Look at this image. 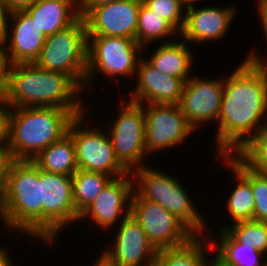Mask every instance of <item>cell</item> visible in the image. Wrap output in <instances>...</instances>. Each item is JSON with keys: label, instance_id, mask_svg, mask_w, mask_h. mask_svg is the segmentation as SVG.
I'll return each mask as SVG.
<instances>
[{"label": "cell", "instance_id": "60d3db41", "mask_svg": "<svg viewBox=\"0 0 267 266\" xmlns=\"http://www.w3.org/2000/svg\"><path fill=\"white\" fill-rule=\"evenodd\" d=\"M195 1L197 2L198 0H182L186 7L192 6V3H194Z\"/></svg>", "mask_w": 267, "mask_h": 266}, {"label": "cell", "instance_id": "83f0119b", "mask_svg": "<svg viewBox=\"0 0 267 266\" xmlns=\"http://www.w3.org/2000/svg\"><path fill=\"white\" fill-rule=\"evenodd\" d=\"M235 155L251 170L267 175V124Z\"/></svg>", "mask_w": 267, "mask_h": 266}, {"label": "cell", "instance_id": "cb8c5ba5", "mask_svg": "<svg viewBox=\"0 0 267 266\" xmlns=\"http://www.w3.org/2000/svg\"><path fill=\"white\" fill-rule=\"evenodd\" d=\"M32 162L42 171L71 177L78 170L73 138L65 134L43 149Z\"/></svg>", "mask_w": 267, "mask_h": 266}, {"label": "cell", "instance_id": "7a4b0ae2", "mask_svg": "<svg viewBox=\"0 0 267 266\" xmlns=\"http://www.w3.org/2000/svg\"><path fill=\"white\" fill-rule=\"evenodd\" d=\"M82 90L69 75L41 69L34 63L12 64L0 99L9 108L56 107L69 110L76 117L85 114L78 99Z\"/></svg>", "mask_w": 267, "mask_h": 266}, {"label": "cell", "instance_id": "836d02e7", "mask_svg": "<svg viewBox=\"0 0 267 266\" xmlns=\"http://www.w3.org/2000/svg\"><path fill=\"white\" fill-rule=\"evenodd\" d=\"M10 160L7 148H0V203L6 194L7 170Z\"/></svg>", "mask_w": 267, "mask_h": 266}, {"label": "cell", "instance_id": "4dcf8cb0", "mask_svg": "<svg viewBox=\"0 0 267 266\" xmlns=\"http://www.w3.org/2000/svg\"><path fill=\"white\" fill-rule=\"evenodd\" d=\"M251 187L254 195V220L267 222V175L251 170Z\"/></svg>", "mask_w": 267, "mask_h": 266}, {"label": "cell", "instance_id": "f1b7e54d", "mask_svg": "<svg viewBox=\"0 0 267 266\" xmlns=\"http://www.w3.org/2000/svg\"><path fill=\"white\" fill-rule=\"evenodd\" d=\"M225 229L238 243L254 247L257 251L267 253V222L256 220L230 224Z\"/></svg>", "mask_w": 267, "mask_h": 266}, {"label": "cell", "instance_id": "2e32d148", "mask_svg": "<svg viewBox=\"0 0 267 266\" xmlns=\"http://www.w3.org/2000/svg\"><path fill=\"white\" fill-rule=\"evenodd\" d=\"M117 229L119 230L114 247H107L101 252V255L110 263L115 266H150L156 260L157 250L131 214L120 223Z\"/></svg>", "mask_w": 267, "mask_h": 266}, {"label": "cell", "instance_id": "f546056e", "mask_svg": "<svg viewBox=\"0 0 267 266\" xmlns=\"http://www.w3.org/2000/svg\"><path fill=\"white\" fill-rule=\"evenodd\" d=\"M142 3L169 22L179 34L182 32L185 24V15L182 12L184 13L183 9L186 7L182 0H142Z\"/></svg>", "mask_w": 267, "mask_h": 266}, {"label": "cell", "instance_id": "30bf717a", "mask_svg": "<svg viewBox=\"0 0 267 266\" xmlns=\"http://www.w3.org/2000/svg\"><path fill=\"white\" fill-rule=\"evenodd\" d=\"M83 117L84 114L76 116L67 132L74 141L78 169L104 173L112 178L128 174L115 157L109 135L99 128L83 129Z\"/></svg>", "mask_w": 267, "mask_h": 266}, {"label": "cell", "instance_id": "5bb4252c", "mask_svg": "<svg viewBox=\"0 0 267 266\" xmlns=\"http://www.w3.org/2000/svg\"><path fill=\"white\" fill-rule=\"evenodd\" d=\"M142 0H121L93 7L83 18L87 35L126 37L136 40Z\"/></svg>", "mask_w": 267, "mask_h": 266}, {"label": "cell", "instance_id": "4316f807", "mask_svg": "<svg viewBox=\"0 0 267 266\" xmlns=\"http://www.w3.org/2000/svg\"><path fill=\"white\" fill-rule=\"evenodd\" d=\"M176 33L179 32L169 22L141 3L136 29V42L139 45L145 48V45L153 40H163Z\"/></svg>", "mask_w": 267, "mask_h": 266}, {"label": "cell", "instance_id": "ab89813d", "mask_svg": "<svg viewBox=\"0 0 267 266\" xmlns=\"http://www.w3.org/2000/svg\"><path fill=\"white\" fill-rule=\"evenodd\" d=\"M94 266H115V265L110 263L103 255H100V258H98Z\"/></svg>", "mask_w": 267, "mask_h": 266}, {"label": "cell", "instance_id": "e0dca14e", "mask_svg": "<svg viewBox=\"0 0 267 266\" xmlns=\"http://www.w3.org/2000/svg\"><path fill=\"white\" fill-rule=\"evenodd\" d=\"M9 17L14 23L7 28L3 41L10 64L34 63L47 36L25 10L10 12Z\"/></svg>", "mask_w": 267, "mask_h": 266}, {"label": "cell", "instance_id": "484cf974", "mask_svg": "<svg viewBox=\"0 0 267 266\" xmlns=\"http://www.w3.org/2000/svg\"><path fill=\"white\" fill-rule=\"evenodd\" d=\"M71 178L73 202L79 215L92 204L102 189L113 179L104 173L81 169H78Z\"/></svg>", "mask_w": 267, "mask_h": 266}, {"label": "cell", "instance_id": "4fadbf2b", "mask_svg": "<svg viewBox=\"0 0 267 266\" xmlns=\"http://www.w3.org/2000/svg\"><path fill=\"white\" fill-rule=\"evenodd\" d=\"M223 84L221 78L210 80L196 76L185 82L178 105L194 130L205 122L217 121Z\"/></svg>", "mask_w": 267, "mask_h": 266}, {"label": "cell", "instance_id": "52a82bcc", "mask_svg": "<svg viewBox=\"0 0 267 266\" xmlns=\"http://www.w3.org/2000/svg\"><path fill=\"white\" fill-rule=\"evenodd\" d=\"M142 49L144 48L131 38L87 35L86 86L84 87L91 85L92 78L98 72L109 78L112 77L111 80L115 76L117 79V75L122 77L134 75L133 73L137 72Z\"/></svg>", "mask_w": 267, "mask_h": 266}, {"label": "cell", "instance_id": "44dd1931", "mask_svg": "<svg viewBox=\"0 0 267 266\" xmlns=\"http://www.w3.org/2000/svg\"><path fill=\"white\" fill-rule=\"evenodd\" d=\"M237 178V185L228 198L227 206L232 224L254 220V195L251 187V169L235 154L222 156Z\"/></svg>", "mask_w": 267, "mask_h": 266}, {"label": "cell", "instance_id": "74e56055", "mask_svg": "<svg viewBox=\"0 0 267 266\" xmlns=\"http://www.w3.org/2000/svg\"><path fill=\"white\" fill-rule=\"evenodd\" d=\"M10 12L25 10L31 7L37 0H4Z\"/></svg>", "mask_w": 267, "mask_h": 266}, {"label": "cell", "instance_id": "8992f818", "mask_svg": "<svg viewBox=\"0 0 267 266\" xmlns=\"http://www.w3.org/2000/svg\"><path fill=\"white\" fill-rule=\"evenodd\" d=\"M34 64L71 76L83 89L87 68V31L83 17L64 30L47 36Z\"/></svg>", "mask_w": 267, "mask_h": 266}, {"label": "cell", "instance_id": "e575fe53", "mask_svg": "<svg viewBox=\"0 0 267 266\" xmlns=\"http://www.w3.org/2000/svg\"><path fill=\"white\" fill-rule=\"evenodd\" d=\"M9 107L0 99V148L8 147Z\"/></svg>", "mask_w": 267, "mask_h": 266}, {"label": "cell", "instance_id": "f35d334b", "mask_svg": "<svg viewBox=\"0 0 267 266\" xmlns=\"http://www.w3.org/2000/svg\"><path fill=\"white\" fill-rule=\"evenodd\" d=\"M6 250V251H5ZM7 249L3 246L0 247V266H12V261L9 258L10 255L7 253Z\"/></svg>", "mask_w": 267, "mask_h": 266}, {"label": "cell", "instance_id": "8fae6325", "mask_svg": "<svg viewBox=\"0 0 267 266\" xmlns=\"http://www.w3.org/2000/svg\"><path fill=\"white\" fill-rule=\"evenodd\" d=\"M130 214L156 250L180 246L195 235L160 204L142 199L135 191L131 199Z\"/></svg>", "mask_w": 267, "mask_h": 266}, {"label": "cell", "instance_id": "d590c367", "mask_svg": "<svg viewBox=\"0 0 267 266\" xmlns=\"http://www.w3.org/2000/svg\"><path fill=\"white\" fill-rule=\"evenodd\" d=\"M121 0H79L80 16L84 17L93 7L113 3Z\"/></svg>", "mask_w": 267, "mask_h": 266}, {"label": "cell", "instance_id": "ac0fdd59", "mask_svg": "<svg viewBox=\"0 0 267 266\" xmlns=\"http://www.w3.org/2000/svg\"><path fill=\"white\" fill-rule=\"evenodd\" d=\"M137 85L130 94V101L147 104H179L184 82L152 67L145 58L137 67Z\"/></svg>", "mask_w": 267, "mask_h": 266}, {"label": "cell", "instance_id": "9c48e42d", "mask_svg": "<svg viewBox=\"0 0 267 266\" xmlns=\"http://www.w3.org/2000/svg\"><path fill=\"white\" fill-rule=\"evenodd\" d=\"M42 202V240L56 241L58 232L79 220L72 196V178L40 169ZM53 241V242H52Z\"/></svg>", "mask_w": 267, "mask_h": 266}, {"label": "cell", "instance_id": "3957f363", "mask_svg": "<svg viewBox=\"0 0 267 266\" xmlns=\"http://www.w3.org/2000/svg\"><path fill=\"white\" fill-rule=\"evenodd\" d=\"M74 118L69 110L56 107L9 108L7 151L10 159L32 161L67 134Z\"/></svg>", "mask_w": 267, "mask_h": 266}, {"label": "cell", "instance_id": "1f68e13d", "mask_svg": "<svg viewBox=\"0 0 267 266\" xmlns=\"http://www.w3.org/2000/svg\"><path fill=\"white\" fill-rule=\"evenodd\" d=\"M257 7H258V14L260 15V19H262L260 22H262V26H263V31L265 36H266V40H267V0H258L257 3ZM244 61H247L249 63H253V64H267L265 61L266 60H262L261 55H257V53H255V51L251 52L250 55H248V57L245 58Z\"/></svg>", "mask_w": 267, "mask_h": 266}, {"label": "cell", "instance_id": "d6a6232c", "mask_svg": "<svg viewBox=\"0 0 267 266\" xmlns=\"http://www.w3.org/2000/svg\"><path fill=\"white\" fill-rule=\"evenodd\" d=\"M10 66L4 41L0 39V93L7 85Z\"/></svg>", "mask_w": 267, "mask_h": 266}, {"label": "cell", "instance_id": "8d00e7d4", "mask_svg": "<svg viewBox=\"0 0 267 266\" xmlns=\"http://www.w3.org/2000/svg\"><path fill=\"white\" fill-rule=\"evenodd\" d=\"M10 11L6 7L5 1L0 0V39H3L6 30L10 24H8Z\"/></svg>", "mask_w": 267, "mask_h": 266}, {"label": "cell", "instance_id": "6da1fadb", "mask_svg": "<svg viewBox=\"0 0 267 266\" xmlns=\"http://www.w3.org/2000/svg\"><path fill=\"white\" fill-rule=\"evenodd\" d=\"M264 119L267 121V64L243 61L223 84L215 133L217 157L240 150L267 124Z\"/></svg>", "mask_w": 267, "mask_h": 266}, {"label": "cell", "instance_id": "7c38bea8", "mask_svg": "<svg viewBox=\"0 0 267 266\" xmlns=\"http://www.w3.org/2000/svg\"><path fill=\"white\" fill-rule=\"evenodd\" d=\"M143 108L146 121L145 146L148 154L179 145L195 131L178 104H146Z\"/></svg>", "mask_w": 267, "mask_h": 266}, {"label": "cell", "instance_id": "ffe728a7", "mask_svg": "<svg viewBox=\"0 0 267 266\" xmlns=\"http://www.w3.org/2000/svg\"><path fill=\"white\" fill-rule=\"evenodd\" d=\"M79 6V0H37L25 11L49 36L72 25L80 17Z\"/></svg>", "mask_w": 267, "mask_h": 266}, {"label": "cell", "instance_id": "603a6c76", "mask_svg": "<svg viewBox=\"0 0 267 266\" xmlns=\"http://www.w3.org/2000/svg\"><path fill=\"white\" fill-rule=\"evenodd\" d=\"M203 237L194 235L180 246L157 250L156 260L150 266H210L213 262L212 259L207 262L205 249L213 250L211 239Z\"/></svg>", "mask_w": 267, "mask_h": 266}, {"label": "cell", "instance_id": "ba28073f", "mask_svg": "<svg viewBox=\"0 0 267 266\" xmlns=\"http://www.w3.org/2000/svg\"><path fill=\"white\" fill-rule=\"evenodd\" d=\"M125 104L121 101L120 114L108 135L116 159L128 172H133L145 166L143 160L148 155L145 146V112L139 103L128 100Z\"/></svg>", "mask_w": 267, "mask_h": 266}, {"label": "cell", "instance_id": "7402d4cb", "mask_svg": "<svg viewBox=\"0 0 267 266\" xmlns=\"http://www.w3.org/2000/svg\"><path fill=\"white\" fill-rule=\"evenodd\" d=\"M161 42L153 55L145 60L161 73L181 79L185 83L191 77L189 72L193 64L192 50L188 48L186 41Z\"/></svg>", "mask_w": 267, "mask_h": 266}, {"label": "cell", "instance_id": "d4e9b609", "mask_svg": "<svg viewBox=\"0 0 267 266\" xmlns=\"http://www.w3.org/2000/svg\"><path fill=\"white\" fill-rule=\"evenodd\" d=\"M220 241L218 247L211 241L212 248L217 250L216 257L212 262L216 266H265L264 254L257 251L254 247L238 243L225 229H220Z\"/></svg>", "mask_w": 267, "mask_h": 266}, {"label": "cell", "instance_id": "d6986e66", "mask_svg": "<svg viewBox=\"0 0 267 266\" xmlns=\"http://www.w3.org/2000/svg\"><path fill=\"white\" fill-rule=\"evenodd\" d=\"M185 24L180 35L184 41L203 43L213 41L227 34L233 18L236 15L232 7H203L195 9L194 5L188 6L185 11Z\"/></svg>", "mask_w": 267, "mask_h": 266}, {"label": "cell", "instance_id": "5b68a950", "mask_svg": "<svg viewBox=\"0 0 267 266\" xmlns=\"http://www.w3.org/2000/svg\"><path fill=\"white\" fill-rule=\"evenodd\" d=\"M131 174L134 180V191L142 199L160 204L181 220L195 235L205 234L203 232L207 226L203 220L204 217L196 210L186 189L177 178L157 171L153 167L150 168L148 165L134 170Z\"/></svg>", "mask_w": 267, "mask_h": 266}, {"label": "cell", "instance_id": "277c9868", "mask_svg": "<svg viewBox=\"0 0 267 266\" xmlns=\"http://www.w3.org/2000/svg\"><path fill=\"white\" fill-rule=\"evenodd\" d=\"M0 219L7 229L42 240L40 169L32 161L10 160Z\"/></svg>", "mask_w": 267, "mask_h": 266}, {"label": "cell", "instance_id": "9a60e30c", "mask_svg": "<svg viewBox=\"0 0 267 266\" xmlns=\"http://www.w3.org/2000/svg\"><path fill=\"white\" fill-rule=\"evenodd\" d=\"M133 192L134 180L131 172L113 178L80 214L79 221L90 217L102 230L112 228L115 223H119L117 221L121 223L130 214Z\"/></svg>", "mask_w": 267, "mask_h": 266}]
</instances>
